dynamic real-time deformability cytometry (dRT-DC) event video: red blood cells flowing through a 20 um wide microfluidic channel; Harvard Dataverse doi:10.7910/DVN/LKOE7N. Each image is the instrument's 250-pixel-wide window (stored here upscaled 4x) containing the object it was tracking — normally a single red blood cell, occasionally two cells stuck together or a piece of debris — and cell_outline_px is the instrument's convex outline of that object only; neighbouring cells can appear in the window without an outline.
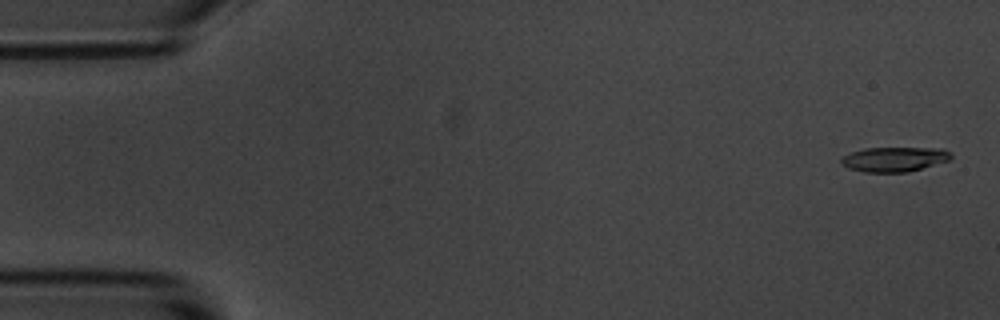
{"species": "common noctule bat (a hibernating species)", "species_latin": "Nyctalus noctula", "temperature_condition": "room temperature", "stored_images_in_passage": 55, "camera_frame_rate_fps": 3000, "um_per_image_px": 0.085, "animal": {"sex": "male", "body_mass_g": 20.1, "forearm_length_mm": 53.5}, "frame": {"image": 1, "passage_image": 2, "time_ms": 0.333, "image_size_px": [1000, 320], "cell_outline_px": [[952, 160], [908, 172], [864, 172], [848, 168], [840, 164], [840, 160], [844, 156], [852, 152], [864, 148], [944, 148], [952, 152]], "centroid_in_image_um": [76.07, 13.53], "position_along_channel_um": 8.9, "area_um2": 16.01}}
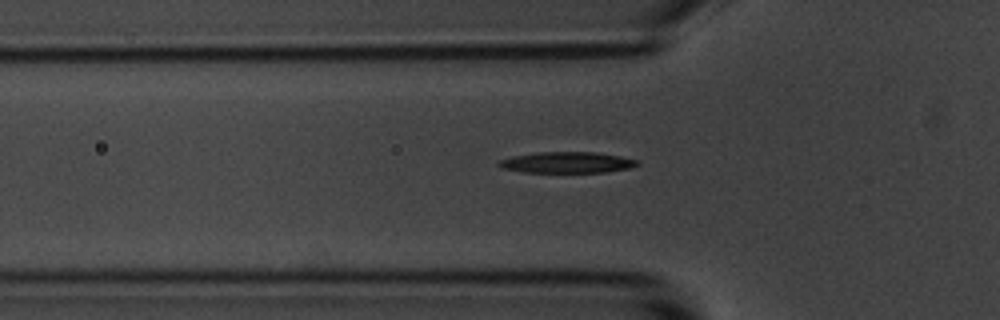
{"frame": {"image": 2, "passage_image": 18, "time_ms": 5.667, "image_size_px": [1000, 320], "cell_outline_px": [[640, 164], [628, 168], [604, 172], [524, 172], [504, 168], [496, 164], [500, 160], [512, 156], [540, 152], [596, 152], [620, 156], [640, 160]], "centroid_in_image_um": [48.23, 13.8], "position_along_channel_um": 77.6, "area_um2": 16.88}}
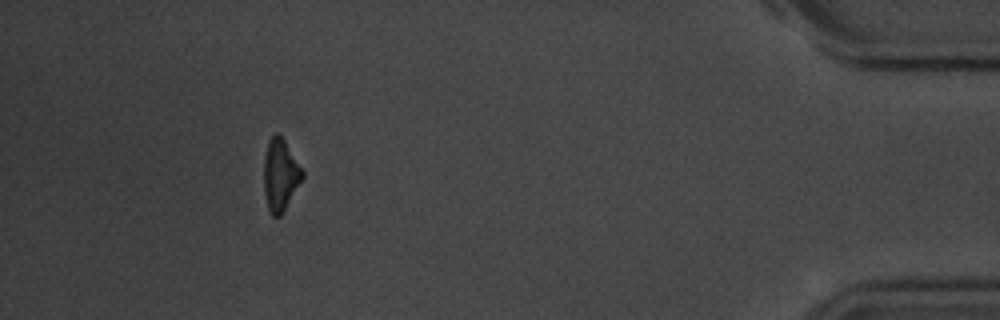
{"frame": {"image": 3, "passage_image": 50, "time_ms": 16.333, "image_size_px": [1000, 320], "cell_outline_px": [[304, 176], [280, 216], [272, 216], [268, 208], [264, 192], [264, 156], [268, 140], [276, 132], [284, 140], [304, 172]], "centroid_in_image_um": [23.81, 14.85], "position_along_channel_um": 411.4, "area_um2": 15.84}, "authors_computed_cell_mechanics": {"area_um2": 16.8776, "velocity_mm_per_s": 3.6846, "shape_relaxation_time_tau1_ms": 2.8548, "shape_relaxation_time_tau2_ms": null, "deformation_change_tau1": 0.1508, "deformation_change_tau2": null}}